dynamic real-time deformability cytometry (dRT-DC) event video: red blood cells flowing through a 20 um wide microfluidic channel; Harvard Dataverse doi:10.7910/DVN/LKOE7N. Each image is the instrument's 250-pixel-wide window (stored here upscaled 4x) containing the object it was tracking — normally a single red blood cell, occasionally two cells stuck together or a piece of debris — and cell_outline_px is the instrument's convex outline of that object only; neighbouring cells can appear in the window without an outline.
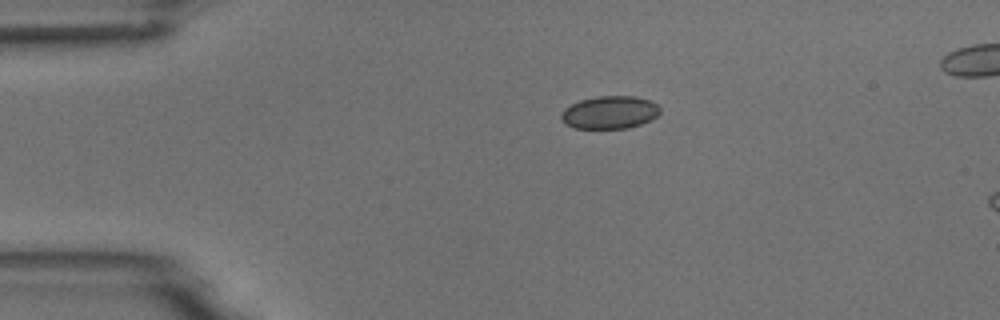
{"species": "common noctule bat (a hibernating species)", "species_latin": "Nyctalus noctula", "temperature_condition": "room temperature", "stored_images_in_passage": 3, "camera_frame_rate_fps": 3000, "um_per_image_px": 0.085, "animal": {"sex": "male", "body_mass_g": 18.8}, "frame": {"image": 1, "passage_image": 1, "time_ms": 0.0, "image_size_px": [1000, 320], "cell_outline_px": [[660, 112], [652, 120], [628, 128], [576, 128], [568, 124], [560, 116], [564, 108], [580, 100], [596, 96], [636, 96], [652, 100], [660, 108]], "centroid_in_image_um": [51.87, 9.54], "position_along_channel_um": 33.1, "area_um2": 18.84}}